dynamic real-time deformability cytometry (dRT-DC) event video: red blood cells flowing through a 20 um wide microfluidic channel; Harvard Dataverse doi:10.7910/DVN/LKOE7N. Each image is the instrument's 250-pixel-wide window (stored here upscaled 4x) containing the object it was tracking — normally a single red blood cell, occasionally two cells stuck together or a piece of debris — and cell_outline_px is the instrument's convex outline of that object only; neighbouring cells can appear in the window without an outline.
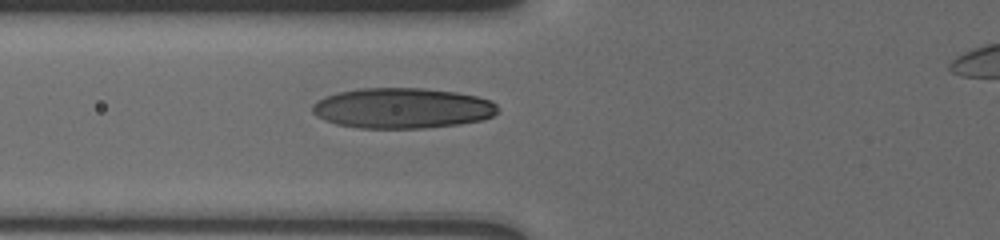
{"species": "human", "species_latin": "Homo sapiens", "temperature_condition": "cold", "stored_images_in_passage": 4, "camera_frame_rate_fps": 3000, "um_per_image_px": 0.085, "donor": {"sex": "male"}, "frame": {"image": 1, "passage_image": 4, "time_ms": 2.667, "image_size_px": [1000, 240], "cell_outline_px": [[500, 112], [484, 120], [460, 124], [424, 128], [360, 128], [336, 124], [324, 120], [316, 116], [312, 112], [312, 104], [316, 100], [324, 96], [340, 92], [360, 88], [424, 88], [456, 92], [476, 96], [492, 100], [500, 108]], "centroid_in_image_um": [34.22, 9.19], "position_along_channel_um": 91.6, "area_um2": 44.16}}